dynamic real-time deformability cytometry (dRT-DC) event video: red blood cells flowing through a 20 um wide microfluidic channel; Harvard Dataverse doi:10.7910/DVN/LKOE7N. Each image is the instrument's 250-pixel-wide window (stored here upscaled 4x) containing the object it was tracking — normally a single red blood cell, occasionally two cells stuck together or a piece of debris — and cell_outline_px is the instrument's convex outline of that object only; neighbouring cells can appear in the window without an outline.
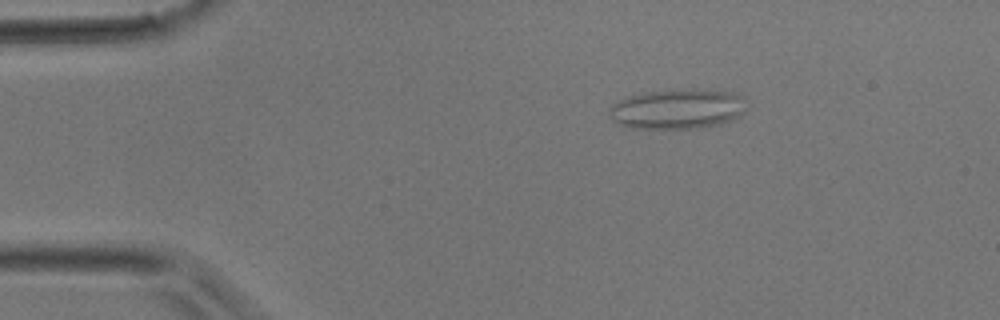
{"species": "common noctule bat (a hibernating species)", "species_latin": "Nyctalus noctula", "temperature_condition": "room temperature", "stored_images_in_passage": 40, "camera_frame_rate_fps": 3000, "um_per_image_px": 0.085, "animal": {"sex": "male", "body_mass_g": 17.9}, "frame": {"image": 1, "passage_image": 7, "time_ms": 2.0, "image_size_px": [1000, 320], "cell_outline_px": [[744, 112], [740, 116], [720, 124], [692, 128], [636, 128], [620, 124], [612, 120], [612, 104], [624, 96], [648, 92], [736, 92], [740, 96]], "centroid_in_image_um": [57.53, 9.31], "position_along_channel_um": 27.5, "area_um2": 30.35}}
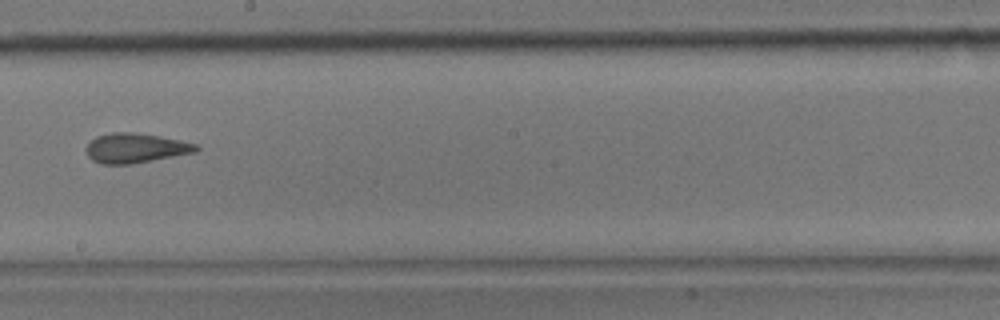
{"frame": {"image": 2, "passage_image": 23, "time_ms": 7.333, "image_size_px": [1000, 320], "cell_outline_px": [[200, 148], [196, 152], [132, 164], [100, 164], [92, 160], [88, 156], [84, 148], [96, 136], [112, 132], [132, 132], [160, 136], [180, 140], [196, 144]], "centroid_in_image_um": [11.5, 12.59], "position_along_channel_um": 236.7, "area_um2": 19.07}}
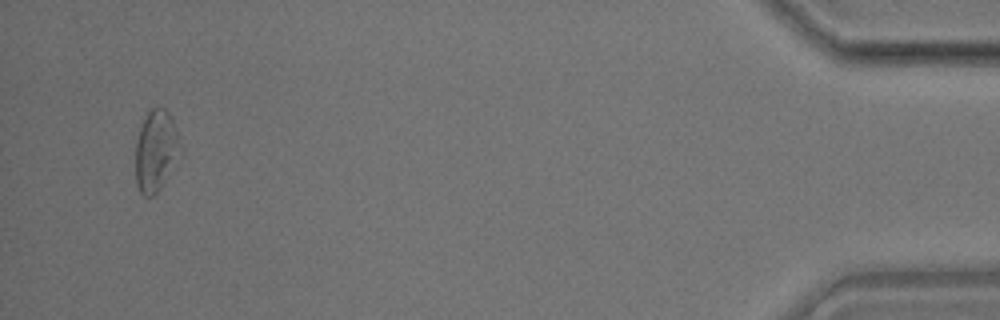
{"frame": {"image": 3, "passage_image": 39, "time_ms": 12.667, "image_size_px": [1000, 320], "cell_outline_px": [[184, 152], [160, 188], [152, 196], [144, 196], [140, 192], [136, 184], [136, 140], [140, 128], [148, 112], [152, 108], [164, 108], [168, 112], [172, 120]], "centroid_in_image_um": [13.28, 12.84], "position_along_channel_um": 421.9, "area_um2": 21.27}}